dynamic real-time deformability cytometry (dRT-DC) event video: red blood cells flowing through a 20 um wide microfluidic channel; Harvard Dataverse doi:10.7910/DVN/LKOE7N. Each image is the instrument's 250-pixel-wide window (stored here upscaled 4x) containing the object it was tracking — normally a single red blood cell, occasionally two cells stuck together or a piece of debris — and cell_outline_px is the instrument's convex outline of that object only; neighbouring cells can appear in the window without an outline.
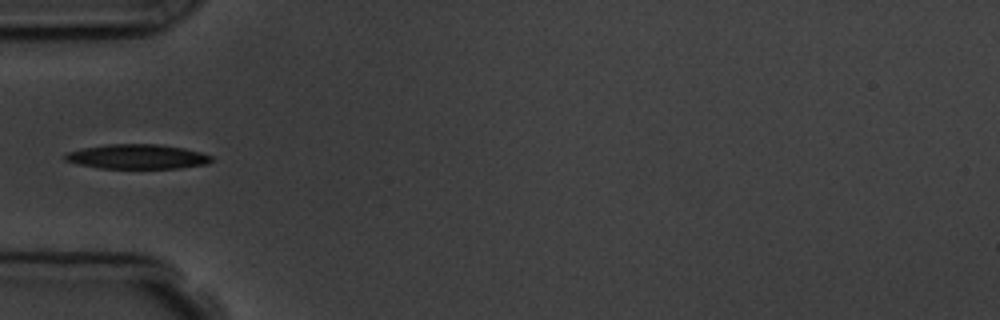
{"species": "common noctule bat (a hibernating species)", "species_latin": "Nyctalus noctula", "temperature_condition": "room temperature", "stored_images_in_passage": 6, "camera_frame_rate_fps": 3000, "um_per_image_px": 0.085, "animal": {"sex": "male", "body_mass_g": 19.5, "forearm_length_mm": 54.6}, "frame": {"image": 1, "passage_image": 4, "time_ms": 4.333, "image_size_px": [1000, 320], "cell_outline_px": [[212, 160], [208, 164], [180, 168], [100, 168], [80, 164], [64, 160], [64, 156], [68, 152], [84, 148], [104, 144], [156, 144], [184, 148], [200, 152], [212, 156]], "centroid_in_image_um": [11.69, 13.31], "position_along_channel_um": 73.3, "area_um2": 20.87}}